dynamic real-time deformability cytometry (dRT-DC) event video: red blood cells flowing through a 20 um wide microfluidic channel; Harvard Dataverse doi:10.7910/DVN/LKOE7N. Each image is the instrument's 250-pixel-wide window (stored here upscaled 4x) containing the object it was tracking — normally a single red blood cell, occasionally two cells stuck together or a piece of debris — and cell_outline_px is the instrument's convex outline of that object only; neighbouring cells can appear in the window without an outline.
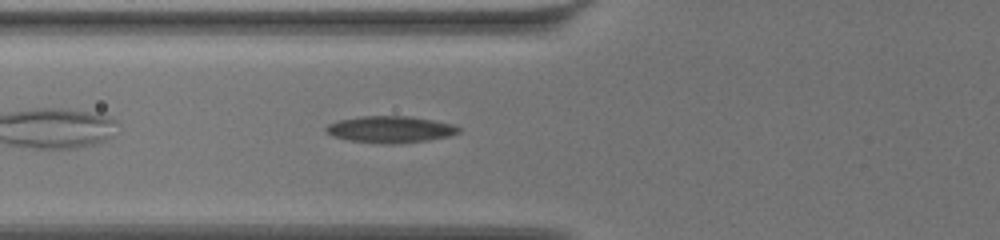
{"species": "common noctule bat (a hibernating species)", "species_latin": "Nyctalus noctula", "temperature_condition": "warm", "stored_images_in_passage": 24, "camera_frame_rate_fps": 3000, "um_per_image_px": 0.085, "animal": {"sex": "female", "body_mass_g": 19.5, "forearm_length_mm": 54.1}, "frame": {"image": 1, "passage_image": 4, "time_ms": 1.0, "image_size_px": [1000, 240], "cell_outline_px": [[460, 132], [448, 136], [428, 140], [392, 144], [388, 144], [348, 140], [332, 136], [324, 128], [328, 124], [340, 120], [360, 116], [412, 116], [452, 124], [460, 128]], "centroid_in_image_um": [33.17, 10.99], "position_along_channel_um": 92.6, "area_um2": 20.46}}
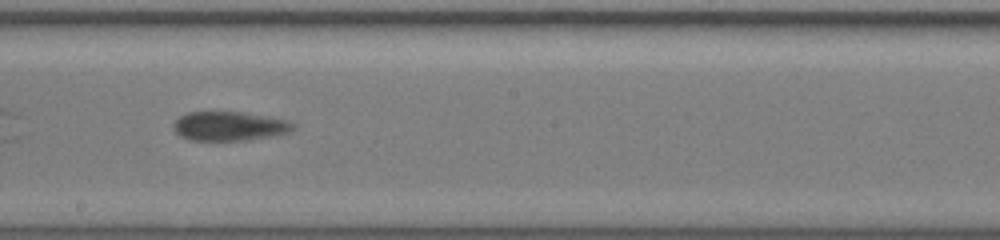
{"frame": {"image": 2, "passage_image": 11, "time_ms": 3.333, "image_size_px": [1000, 240], "cell_outline_px": [[296, 128], [288, 132], [272, 136], [248, 140], [188, 140], [180, 136], [172, 128], [172, 124], [180, 116], [188, 112], [244, 112], [288, 120], [296, 124]], "centroid_in_image_um": [19.5, 10.72], "position_along_channel_um": 228.7, "area_um2": 20.46}}
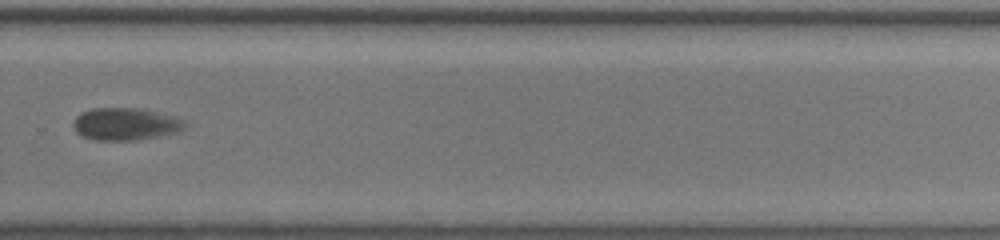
{"frame": {"image": 3, "passage_image": 16, "time_ms": 5.0, "image_size_px": [1000, 240], "cell_outline_px": [[188, 128], [180, 132], [160, 136], [136, 140], [92, 140], [80, 136], [76, 132], [72, 124], [76, 116], [80, 112], [92, 108], [136, 108], [156, 112], [172, 116], [184, 120], [188, 124]], "centroid_in_image_um": [10.67, 10.55], "position_along_channel_um": 319.1, "area_um2": 21.39}}